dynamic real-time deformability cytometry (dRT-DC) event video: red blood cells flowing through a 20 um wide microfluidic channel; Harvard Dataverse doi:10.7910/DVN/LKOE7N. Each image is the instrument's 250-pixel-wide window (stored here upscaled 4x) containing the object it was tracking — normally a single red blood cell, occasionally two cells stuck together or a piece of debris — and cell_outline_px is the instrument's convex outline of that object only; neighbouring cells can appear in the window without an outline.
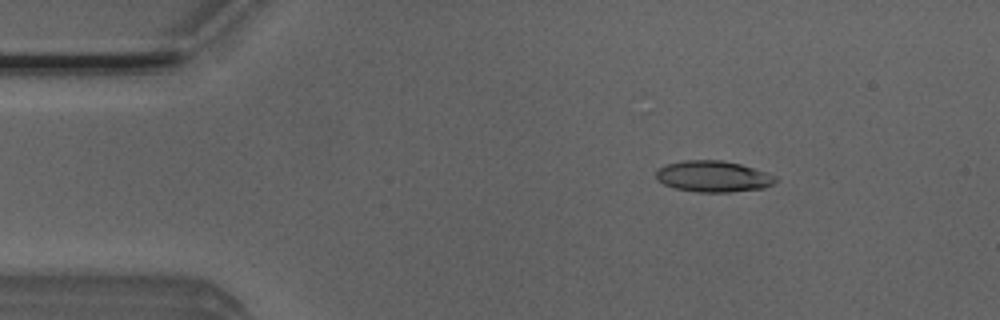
{"species": "Egyptian fruit bat (a non-hibernating species)", "species_latin": "Rousettus aegyptiacus", "temperature_condition": "room temperature", "stored_images_in_passage": 48, "camera_frame_rate_fps": 3000, "um_per_image_px": 0.085, "animal": {"sex": "male"}, "frame": {"image": 1, "passage_image": 3, "time_ms": 0.667, "image_size_px": [1000, 320], "cell_outline_px": [[776, 180], [772, 184], [764, 188], [728, 192], [700, 192], [676, 188], [664, 184], [656, 180], [656, 172], [664, 164], [684, 160], [720, 160], [740, 164], [776, 176]], "centroid_in_image_um": [60.58, 14.99], "position_along_channel_um": 24.4, "area_um2": 21.5}}
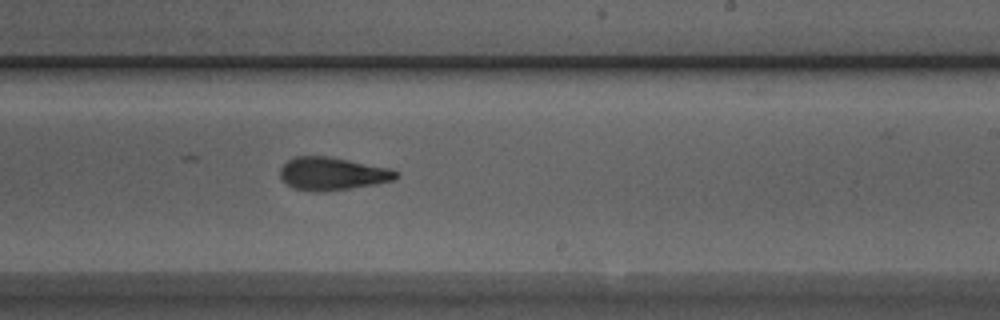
{"frame": {"image": 2, "passage_image": 26, "time_ms": 8.333, "image_size_px": [1000, 320], "cell_outline_px": [[400, 176], [392, 180], [376, 184], [320, 192], [316, 192], [292, 188], [280, 176], [280, 168], [292, 156], [328, 156], [392, 168], [400, 172]], "centroid_in_image_um": [28.27, 14.75], "position_along_channel_um": 260.7, "area_um2": 22.31}}
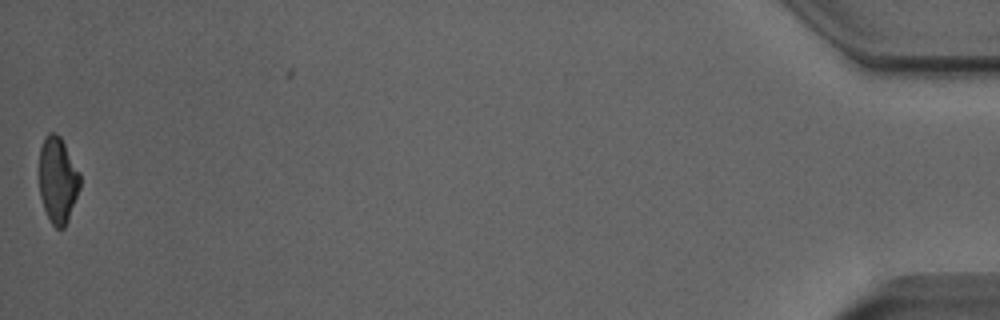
{"frame": {"image": 3, "passage_image": 47, "time_ms": 15.333, "image_size_px": [1000, 320], "cell_outline_px": [[80, 188], [68, 220], [64, 228], [56, 228], [52, 224], [44, 208], [40, 196], [40, 148], [48, 132], [56, 132], [60, 136], [80, 172]], "centroid_in_image_um": [4.92, 15.29], "position_along_channel_um": 430.3, "area_um2": 20.35}, "authors_computed_cell_mechanics": {"area_um2": 21.9062, "velocity_mm_per_s": 3.9216, "shape_relaxation_time_tau1_ms": 5.1397, "shape_relaxation_time_tau2_ms": 2.5839, "deformation_change_tau1": 0.2064, "deformation_change_tau2": 0.1184}}